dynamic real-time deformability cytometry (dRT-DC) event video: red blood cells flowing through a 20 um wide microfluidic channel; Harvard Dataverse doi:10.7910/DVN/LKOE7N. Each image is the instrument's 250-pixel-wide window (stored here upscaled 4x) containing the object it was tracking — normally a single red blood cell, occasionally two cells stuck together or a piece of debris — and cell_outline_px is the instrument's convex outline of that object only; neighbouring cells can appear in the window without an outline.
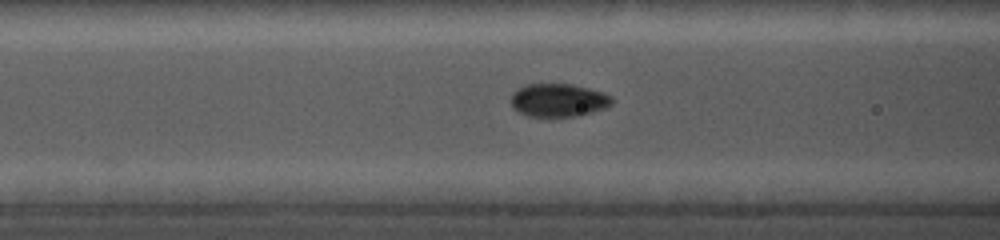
{"species": "common noctule bat (a hibernating species)", "species_latin": "Nyctalus noctula", "temperature_condition": "cold", "stored_images_in_passage": 24, "camera_frame_rate_fps": 5000, "um_per_image_px": 0.085, "animal": {"sex": "female", "body_mass_g": 19.0, "forearm_length_mm": 56.7}, "frame": {"image": 1, "passage_image": 4, "time_ms": 1.6, "image_size_px": [1000, 240], "cell_outline_px": [[612, 104], [604, 108], [580, 116], [548, 120], [528, 116], [512, 108], [512, 92], [516, 88], [524, 84], [572, 84], [604, 92], [612, 96]], "centroid_in_image_um": [47.44, 8.56], "position_along_channel_um": 119.2, "area_um2": 20.35}}
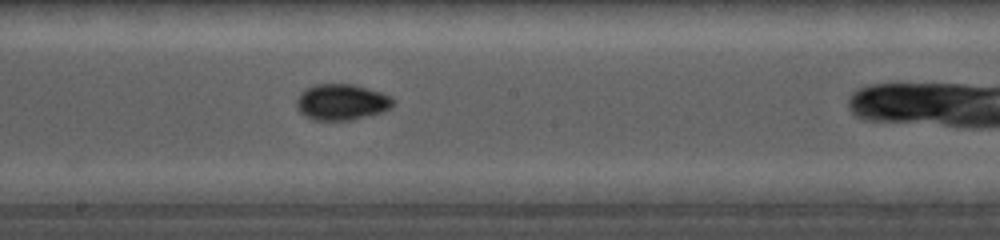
{"frame": {"image": 2, "passage_image": 9, "time_ms": 4.2, "image_size_px": [1000, 240], "cell_outline_px": [[396, 100], [384, 112], [352, 120], [312, 120], [304, 116], [296, 108], [296, 100], [300, 92], [304, 88], [316, 84], [352, 84], [380, 92], [392, 96]], "centroid_in_image_um": [29.01, 8.68], "position_along_channel_um": 219.2, "area_um2": 20.52}}
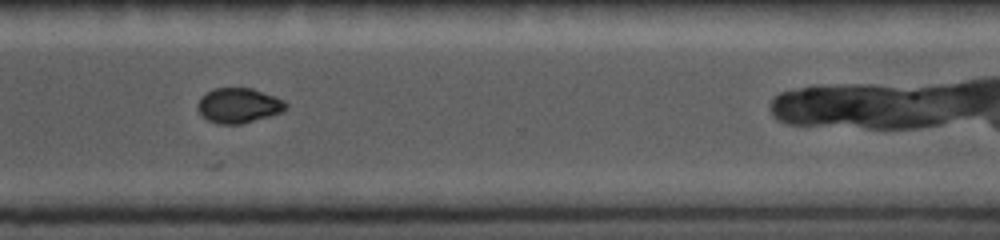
{"frame": {"image": 3, "passage_image": 16, "time_ms": 7.6, "image_size_px": [1000, 240], "cell_outline_px": [[288, 108], [280, 112], [268, 116], [240, 124], [220, 124], [208, 120], [196, 108], [196, 104], [200, 96], [212, 88], [252, 88], [276, 96], [284, 100], [288, 104]], "centroid_in_image_um": [20.27, 8.94], "position_along_channel_um": 350.3, "area_um2": 18.03}}